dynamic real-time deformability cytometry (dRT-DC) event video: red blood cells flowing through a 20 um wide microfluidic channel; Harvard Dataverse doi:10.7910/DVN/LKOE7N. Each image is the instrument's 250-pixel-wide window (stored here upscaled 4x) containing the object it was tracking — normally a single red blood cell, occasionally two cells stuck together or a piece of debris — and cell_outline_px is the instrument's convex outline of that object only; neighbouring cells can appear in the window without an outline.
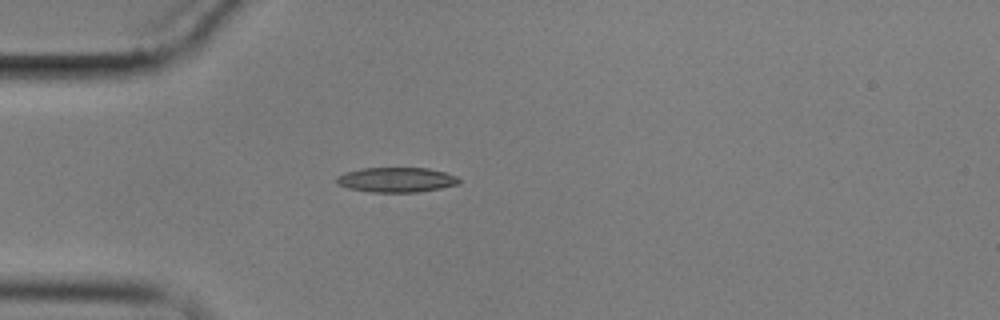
{"species": "common noctule bat (a hibernating species)", "species_latin": "Nyctalus noctula", "temperature_condition": "cold", "stored_images_in_passage": 4, "camera_frame_rate_fps": 3000, "um_per_image_px": 0.085, "animal": {"sex": "male", "body_mass_g": 17.9}, "frame": {"image": 1, "passage_image": 4, "time_ms": 4.333, "image_size_px": [1000, 320], "cell_outline_px": [[460, 184], [420, 192], [372, 192], [348, 188], [336, 184], [336, 176], [344, 172], [360, 168], [428, 168], [444, 172], [456, 176], [460, 180]], "centroid_in_image_um": [33.66, 15.28], "position_along_channel_um": 51.3, "area_um2": 17.86}}